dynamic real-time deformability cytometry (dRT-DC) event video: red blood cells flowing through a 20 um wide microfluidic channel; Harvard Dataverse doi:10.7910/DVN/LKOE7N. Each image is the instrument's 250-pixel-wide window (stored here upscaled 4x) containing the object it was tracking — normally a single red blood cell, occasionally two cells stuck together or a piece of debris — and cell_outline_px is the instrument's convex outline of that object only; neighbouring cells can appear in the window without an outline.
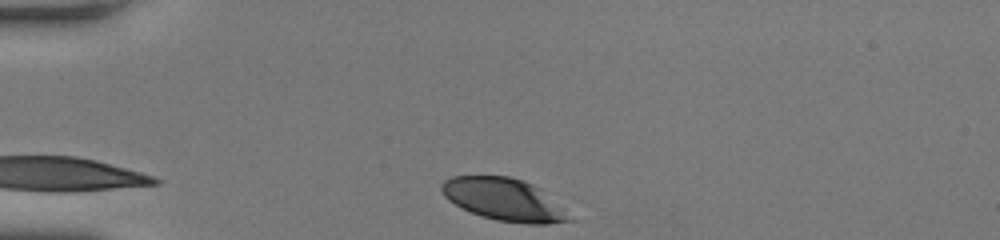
{"species": "human", "species_latin": "Homo sapiens", "temperature_condition": "room temperature", "stored_images_in_passage": 30, "camera_frame_rate_fps": 3000, "um_per_image_px": 0.085, "donor": {"sex": "female"}, "frame": {"image": 1, "passage_image": 1, "time_ms": 0.0, "image_size_px": [1000, 240], "cell_outline_px": [[584, 220], [548, 224], [528, 224], [496, 220], [480, 216], [448, 200], [444, 196], [440, 188], [440, 184], [444, 180], [452, 176], [508, 176], [524, 180], [540, 188]], "centroid_in_image_um": [43.01, 16.99], "position_along_channel_um": 42.0, "area_um2": 32.54}}
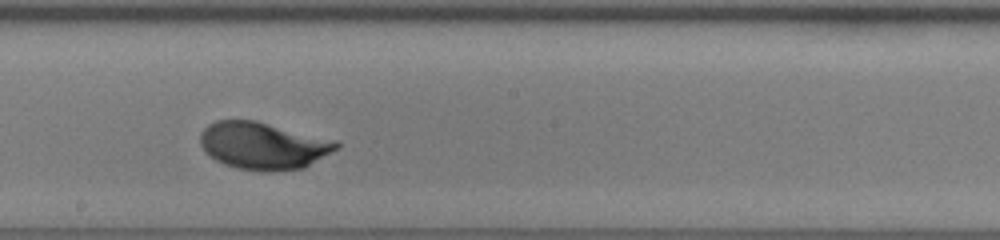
{"frame": {"image": 2, "passage_image": 18, "time_ms": 5.667, "image_size_px": [1000, 240], "cell_outline_px": [[340, 148], [304, 168], [272, 172], [236, 168], [224, 164], [216, 160], [200, 144], [200, 132], [208, 124], [216, 120], [256, 120], [336, 140], [340, 144]], "centroid_in_image_um": [22.4, 12.38], "position_along_channel_um": 225.8, "area_um2": 37.57}}
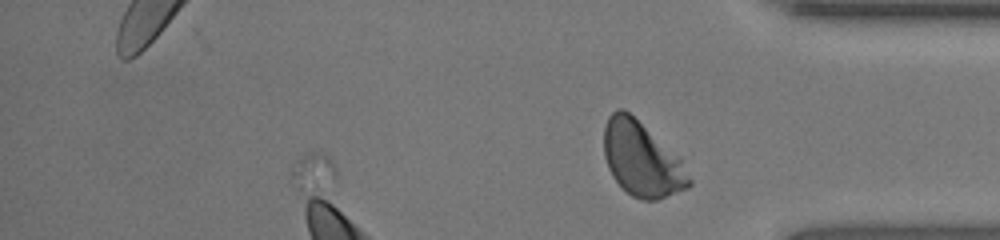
{"frame": {"image": 3, "passage_image": 30, "time_ms": 9.667, "image_size_px": [1000, 240], "cell_outline_px": [[692, 184], [688, 188], [656, 200], [640, 200], [632, 196], [612, 176], [608, 168], [604, 156], [604, 128], [608, 116], [616, 108], [624, 108], [680, 160], [692, 180]], "centroid_in_image_um": [54.51, 13.55], "position_along_channel_um": 380.7, "area_um2": 36.13}, "authors_computed_cell_mechanics": {"area_um2": 36.0961, "velocity_mm_per_s": 3.9613, "shape_relaxation_time_tau1_ms": 2.3756, "shape_relaxation_time_tau2_ms": null, "deformation_change_tau1": 0.1279, "deformation_change_tau2": null}}